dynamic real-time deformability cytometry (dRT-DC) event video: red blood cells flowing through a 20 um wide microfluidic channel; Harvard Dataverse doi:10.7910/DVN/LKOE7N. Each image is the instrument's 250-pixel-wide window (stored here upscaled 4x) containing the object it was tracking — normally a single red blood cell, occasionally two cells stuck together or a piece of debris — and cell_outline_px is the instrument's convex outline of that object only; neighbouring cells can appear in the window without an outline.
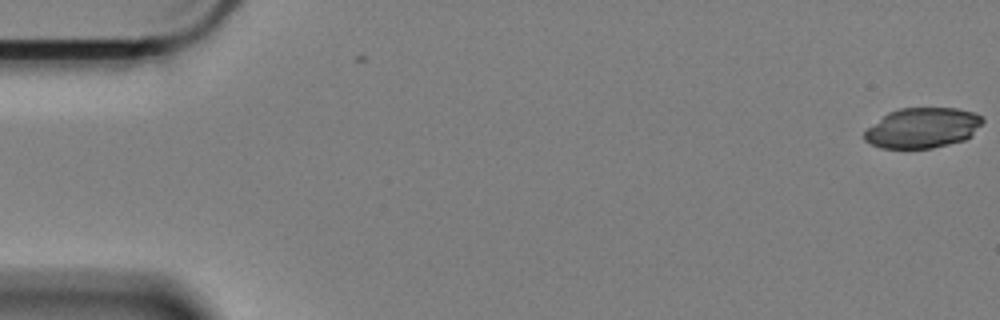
{"species": "Egyptian fruit bat (a non-hibernating species)", "species_latin": "Rousettus aegyptiacus", "temperature_condition": "cold", "stored_images_in_passage": 3, "camera_frame_rate_fps": 3000, "um_per_image_px": 0.085, "animal": {"sex": "female"}, "frame": {"image": 1, "passage_image": 3, "time_ms": 0.667, "image_size_px": [1000, 320], "cell_outline_px": [[984, 120], [972, 136], [964, 140], [932, 148], [880, 148], [864, 140], [864, 132], [868, 128], [888, 112], [900, 108], [956, 108], [972, 112], [984, 116]], "centroid_in_image_um": [78.43, 10.87], "position_along_channel_um": 6.6, "area_um2": 27.69}}